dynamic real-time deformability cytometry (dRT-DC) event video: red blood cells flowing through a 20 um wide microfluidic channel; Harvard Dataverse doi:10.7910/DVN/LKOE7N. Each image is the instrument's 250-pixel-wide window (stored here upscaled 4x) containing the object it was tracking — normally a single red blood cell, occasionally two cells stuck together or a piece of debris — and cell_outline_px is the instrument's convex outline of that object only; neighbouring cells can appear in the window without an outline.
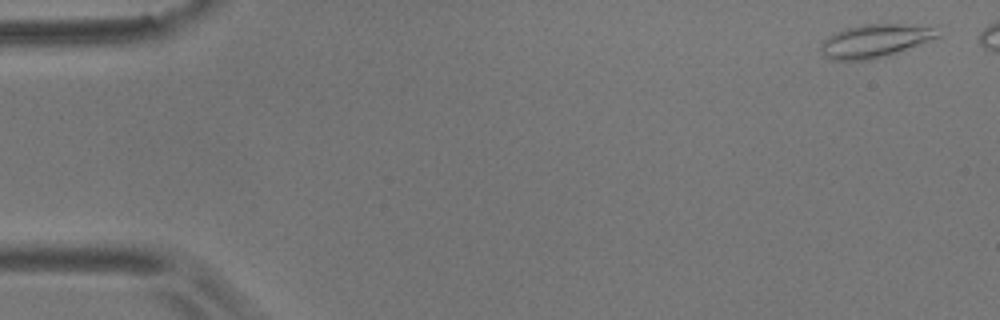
{"species": "common noctule bat (a hibernating species)", "species_latin": "Nyctalus noctula", "temperature_condition": "room temperature", "stored_images_in_passage": 49, "camera_frame_rate_fps": 3000, "um_per_image_px": 0.085, "animal": {"sex": "male", "body_mass_g": 17.9}, "frame": {"image": 1, "passage_image": 1, "time_ms": 0.0, "image_size_px": [1000, 320], "cell_outline_px": [[940, 36], [888, 56], [868, 60], [832, 60], [824, 56], [820, 48], [820, 44], [828, 36], [844, 28], [860, 24], [940, 24]], "centroid_in_image_um": [74.47, 3.44], "position_along_channel_um": 10.5, "area_um2": 23.24}}
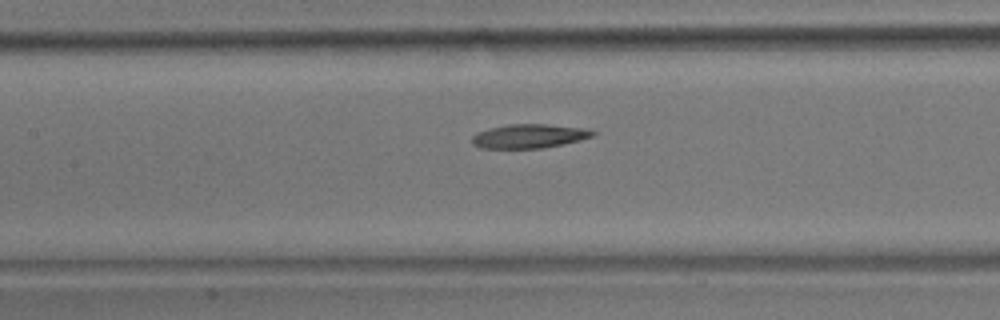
{"frame": {"image": 2, "passage_image": 25, "time_ms": 8.0, "image_size_px": [1000, 320], "cell_outline_px": [[596, 132], [592, 136], [580, 140], [564, 144], [544, 148], [480, 148], [472, 144], [472, 136], [476, 132], [488, 128], [508, 124], [544, 124], [584, 128]], "centroid_in_image_um": [44.93, 11.57], "position_along_channel_um": 162.5, "area_um2": 16.94}}
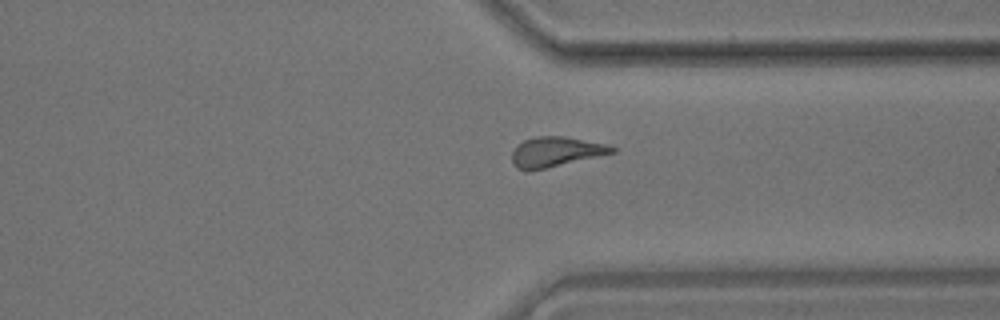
{"frame": {"image": 3, "passage_image": 42, "time_ms": 13.667, "image_size_px": [1000, 320], "cell_outline_px": [[620, 148], [616, 152], [544, 168], [524, 172], [516, 168], [512, 160], [512, 152], [524, 140], [536, 136], [564, 136], [604, 144]], "centroid_in_image_um": [47.23, 12.91], "position_along_channel_um": 364.2, "area_um2": 17.22}, "authors_computed_cell_mechanics": {"area_um2": 17.629, "velocity_mm_per_s": 3.5711, "shape_relaxation_time_tau1_ms": null, "shape_relaxation_time_tau2_ms": 8.4553, "deformation_change_tau1": null, "deformation_change_tau2": 0.211}}